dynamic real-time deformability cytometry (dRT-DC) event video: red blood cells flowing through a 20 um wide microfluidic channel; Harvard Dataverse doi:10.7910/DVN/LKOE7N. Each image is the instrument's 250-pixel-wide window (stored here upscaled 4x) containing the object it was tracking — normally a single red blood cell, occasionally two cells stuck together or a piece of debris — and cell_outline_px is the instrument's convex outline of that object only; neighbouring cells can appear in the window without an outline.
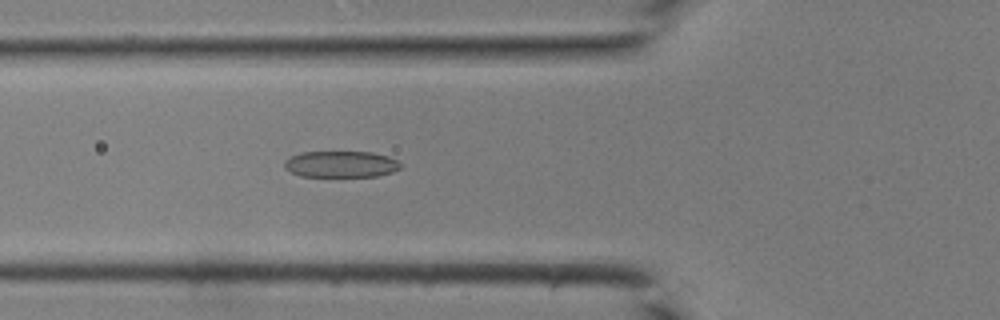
{"species": "common noctule bat (a hibernating species)", "species_latin": "Nyctalus noctula", "temperature_condition": "room temperature", "stored_images_in_passage": 39, "camera_frame_rate_fps": 3000, "um_per_image_px": 0.085, "animal": {"sex": "male", "body_mass_g": 19.0, "forearm_length_mm": 50.8}, "frame": {"image": 1, "passage_image": 13, "time_ms": 4.0, "image_size_px": [1000, 320], "cell_outline_px": [[400, 168], [392, 172], [376, 176], [300, 176], [284, 168], [284, 160], [300, 152], [372, 152], [388, 156], [396, 160], [400, 164]], "centroid_in_image_um": [28.96, 13.95], "position_along_channel_um": 96.8, "area_um2": 17.74}}
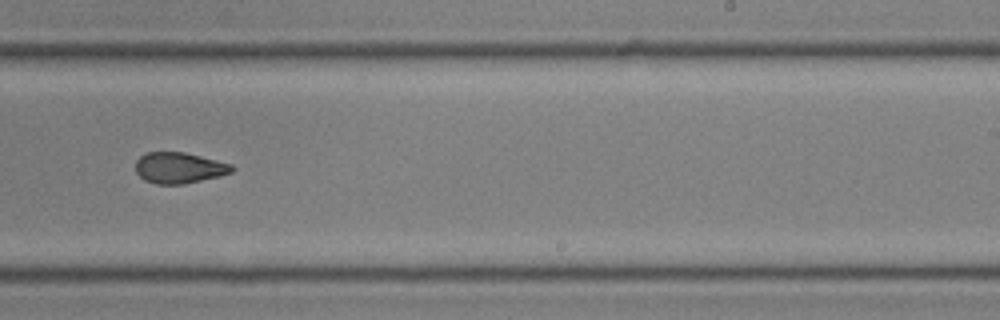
{"frame": {"image": 2, "passage_image": 24, "time_ms": 7.667, "image_size_px": [1000, 320], "cell_outline_px": [[236, 168], [232, 172], [220, 176], [184, 184], [156, 184], [144, 180], [136, 172], [136, 160], [140, 156], [148, 152], [184, 152], [232, 164]], "centroid_in_image_um": [15.23, 14.27], "position_along_channel_um": 273.8, "area_um2": 17.4}}
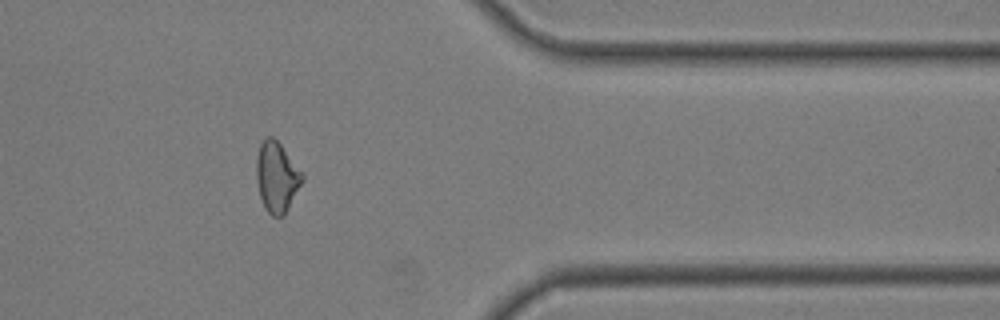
{"frame": {"image": 3, "passage_image": 32, "time_ms": 10.333, "image_size_px": [1000, 320], "cell_outline_px": [[304, 180], [284, 216], [272, 216], [264, 208], [260, 196], [256, 180], [256, 156], [260, 144], [268, 136], [272, 136], [280, 144], [304, 176]], "centroid_in_image_um": [23.51, 15.07], "position_along_channel_um": 387.9, "area_um2": 18.67}}